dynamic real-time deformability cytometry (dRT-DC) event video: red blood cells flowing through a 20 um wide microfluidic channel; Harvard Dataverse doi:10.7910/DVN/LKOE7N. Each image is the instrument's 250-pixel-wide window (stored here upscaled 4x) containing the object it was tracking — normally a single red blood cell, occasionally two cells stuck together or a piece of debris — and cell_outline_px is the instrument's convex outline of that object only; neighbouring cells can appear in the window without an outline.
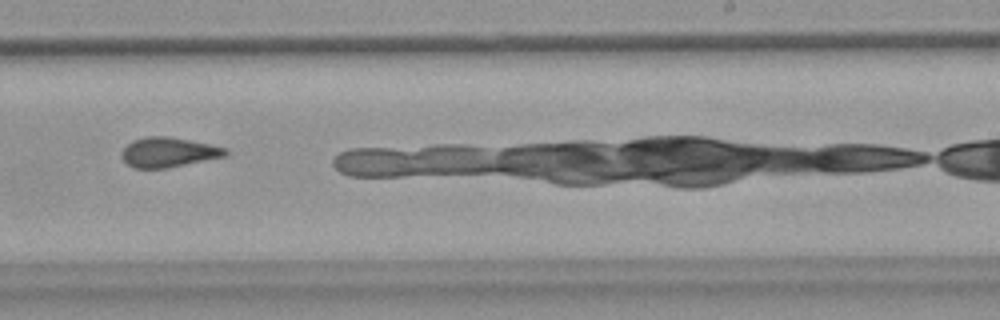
{"species": "common noctule bat (a hibernating species)", "species_latin": "Nyctalus noctula", "temperature_condition": "warm", "stored_images_in_passage": 8, "camera_frame_rate_fps": 3000, "um_per_image_px": 0.085, "animal": {"sex": "female", "body_mass_g": 18.4}, "frame": {"image": 1, "passage_image": 6, "time_ms": 1.667, "image_size_px": [1000, 320], "cell_outline_px": [[228, 152], [224, 156], [164, 168], [136, 168], [128, 164], [120, 156], [120, 152], [132, 140], [148, 136], [168, 136], [228, 148]], "centroid_in_image_um": [14.27, 12.93], "position_along_channel_um": 274.7, "area_um2": 17.69}}